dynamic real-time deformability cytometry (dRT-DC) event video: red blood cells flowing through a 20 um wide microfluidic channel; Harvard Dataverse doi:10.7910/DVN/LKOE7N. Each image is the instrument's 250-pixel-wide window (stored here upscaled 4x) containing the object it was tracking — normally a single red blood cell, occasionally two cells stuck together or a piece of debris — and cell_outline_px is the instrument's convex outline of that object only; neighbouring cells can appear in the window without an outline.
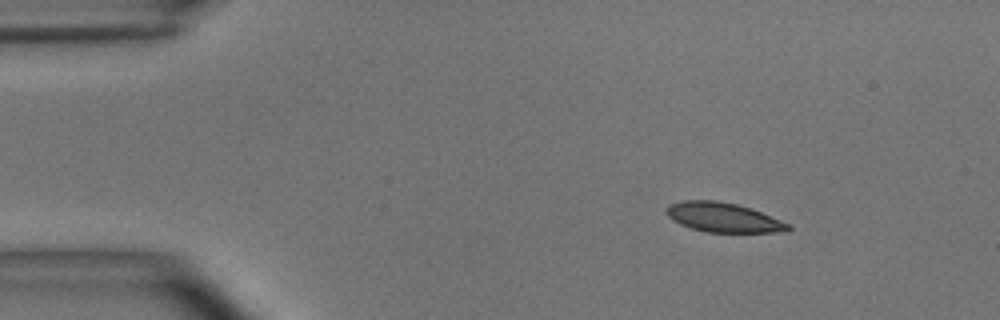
{"species": "common noctule bat (a hibernating species)", "species_latin": "Nyctalus noctula", "temperature_condition": "room temperature", "stored_images_in_passage": 48, "camera_frame_rate_fps": 3000, "um_per_image_px": 0.085, "animal": {"sex": "male", "body_mass_g": 15.6}, "frame": {"image": 1, "passage_image": 1, "time_ms": 0.0, "image_size_px": [1000, 320], "cell_outline_px": [[792, 228], [788, 232], [704, 232], [680, 224], [672, 220], [668, 216], [664, 208], [668, 204], [680, 200], [716, 200], [736, 204], [752, 208], [792, 224]], "centroid_in_image_um": [61.49, 18.47], "position_along_channel_um": 23.5, "area_um2": 21.33}}
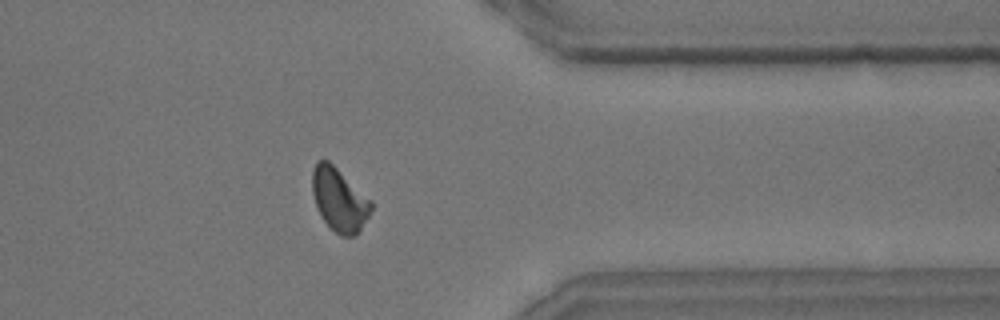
{"frame": {"image": 2, "passage_image": 37, "time_ms": 12.0, "image_size_px": [1000, 320], "cell_outline_px": [[372, 208], [368, 216], [356, 236], [340, 236], [320, 216], [316, 208], [312, 192], [312, 172], [316, 160], [328, 160], [372, 200]], "centroid_in_image_um": [28.82, 16.96], "position_along_channel_um": 382.6, "area_um2": 21.68}}
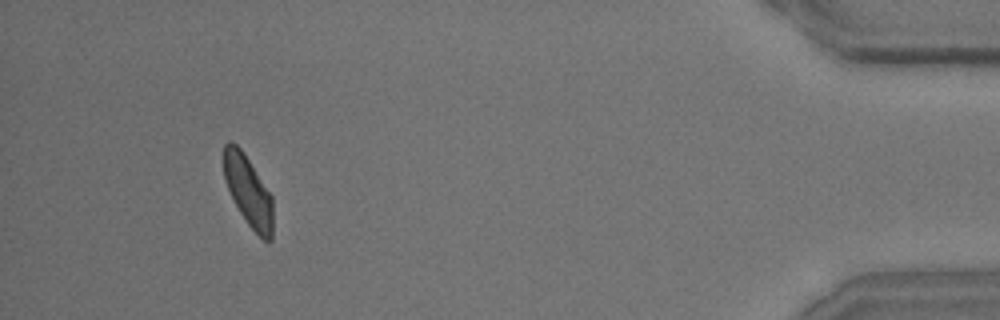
{"frame": {"image": 3, "passage_image": 44, "time_ms": 14.333, "image_size_px": [1000, 320], "cell_outline_px": [[272, 240], [264, 240], [248, 224], [240, 212], [224, 180], [224, 144], [228, 140], [232, 140], [244, 152], [272, 196]], "centroid_in_image_um": [21.09, 16.19], "position_along_channel_um": 414.1, "area_um2": 19.94}, "authors_computed_cell_mechanics": {"area_um2": 21.5305, "velocity_mm_per_s": 3.6769, "shape_relaxation_time_tau1_ms": 4.36, "shape_relaxation_time_tau2_ms": 2.5903, "deformation_change_tau1": 0.1208, "deformation_change_tau2": 0.0879}}